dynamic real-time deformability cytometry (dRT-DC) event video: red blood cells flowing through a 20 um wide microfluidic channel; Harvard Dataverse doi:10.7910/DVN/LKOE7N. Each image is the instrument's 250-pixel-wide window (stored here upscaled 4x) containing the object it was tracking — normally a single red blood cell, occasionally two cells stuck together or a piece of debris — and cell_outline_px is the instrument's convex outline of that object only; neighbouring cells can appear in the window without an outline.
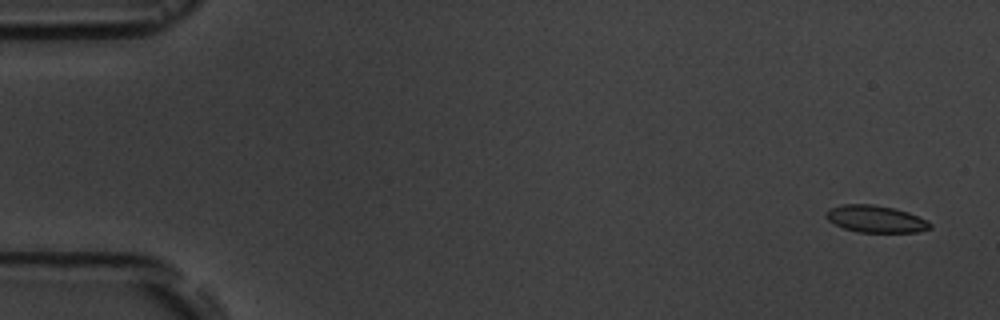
{"species": "common noctule bat (a hibernating species)", "species_latin": "Nyctalus noctula", "temperature_condition": "room temperature", "stored_images_in_passage": 4, "camera_frame_rate_fps": 3000, "um_per_image_px": 0.085, "animal": {"sex": "male", "body_mass_g": 19.5, "forearm_length_mm": 54.6}, "frame": {"image": 1, "passage_image": 1, "time_ms": 0.0, "image_size_px": [1000, 320], "cell_outline_px": [[932, 228], [916, 232], [856, 232], [844, 228], [828, 220], [824, 216], [824, 212], [828, 208], [844, 204], [872, 204], [896, 208], [908, 212], [928, 220], [932, 224]], "centroid_in_image_um": [74.42, 18.6], "position_along_channel_um": 10.6, "area_um2": 16.59}}
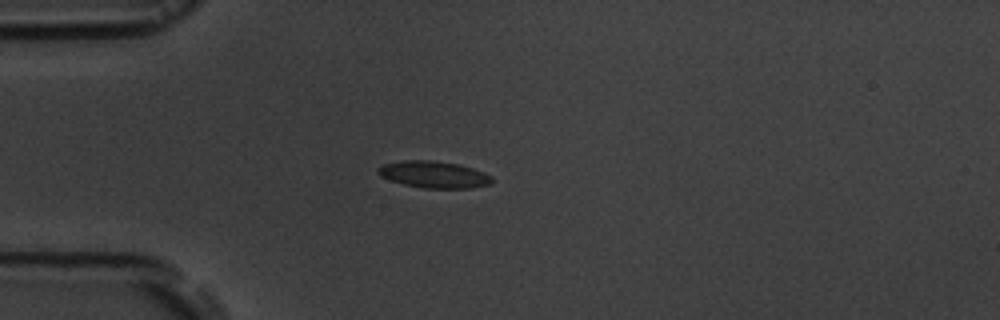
{"frame": {"image": 2, "passage_image": 4, "time_ms": 4.333, "image_size_px": [1000, 320], "cell_outline_px": [[492, 184], [472, 188], [424, 188], [404, 184], [380, 176], [376, 172], [376, 168], [384, 164], [404, 160], [432, 160], [456, 164], [472, 168], [484, 172], [492, 176]], "centroid_in_image_um": [36.88, 14.83], "position_along_channel_um": 48.1, "area_um2": 17.74}}